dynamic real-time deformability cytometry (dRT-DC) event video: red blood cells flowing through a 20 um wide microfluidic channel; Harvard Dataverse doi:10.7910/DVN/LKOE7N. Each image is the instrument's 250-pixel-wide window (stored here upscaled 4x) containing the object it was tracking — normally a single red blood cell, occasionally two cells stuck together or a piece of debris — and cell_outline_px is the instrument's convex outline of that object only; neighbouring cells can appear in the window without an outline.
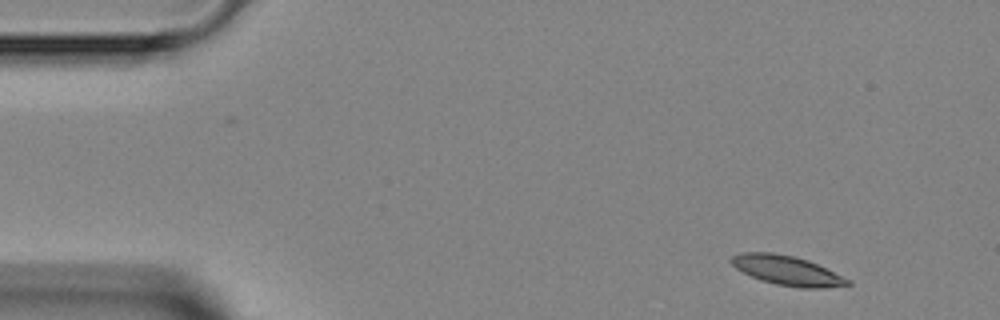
{"species": "Egyptian fruit bat (a non-hibernating species)", "species_latin": "Rousettus aegyptiacus", "temperature_condition": "room temperature", "stored_images_in_passage": 3, "camera_frame_rate_fps": 3000, "um_per_image_px": 0.085, "animal": {"sex": "female"}, "frame": {"image": 1, "passage_image": 1, "time_ms": 0.0, "image_size_px": [1000, 320], "cell_outline_px": [[852, 284], [824, 288], [800, 288], [776, 284], [760, 280], [736, 268], [728, 260], [732, 256], [740, 252], [772, 252], [796, 256], [808, 260], [852, 280]], "centroid_in_image_um": [66.91, 22.98], "position_along_channel_um": 18.1, "area_um2": 20.11}}